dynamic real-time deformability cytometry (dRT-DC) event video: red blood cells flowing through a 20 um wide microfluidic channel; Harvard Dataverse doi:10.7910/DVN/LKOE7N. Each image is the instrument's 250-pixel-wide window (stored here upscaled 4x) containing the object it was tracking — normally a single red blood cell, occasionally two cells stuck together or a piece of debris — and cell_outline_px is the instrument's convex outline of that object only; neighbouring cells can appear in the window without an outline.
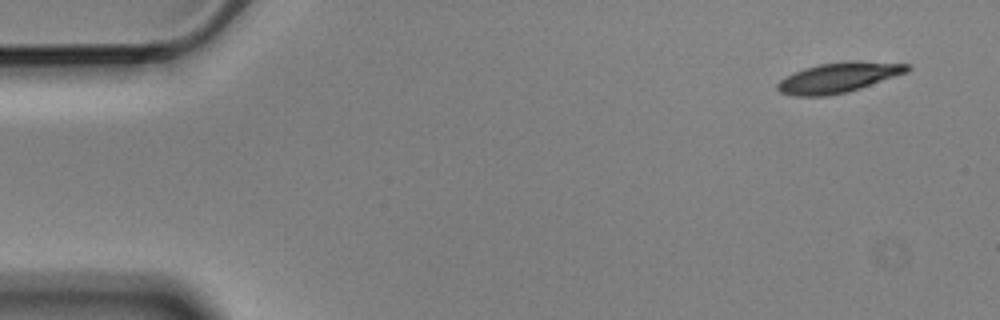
{"species": "Egyptian fruit bat (a non-hibernating species)", "species_latin": "Rousettus aegyptiacus", "temperature_condition": "cold", "stored_images_in_passage": 3, "camera_frame_rate_fps": 3000, "um_per_image_px": 0.085, "animal": {"sex": "male"}, "frame": {"image": 1, "passage_image": 1, "time_ms": 0.0, "image_size_px": [1000, 320], "cell_outline_px": [[912, 68], [908, 72], [848, 92], [828, 96], [792, 96], [780, 92], [776, 88], [776, 84], [784, 76], [804, 68], [820, 64], [848, 60], [860, 60], [908, 64]], "centroid_in_image_um": [71.26, 6.58], "position_along_channel_um": 13.7, "area_um2": 23.06}}